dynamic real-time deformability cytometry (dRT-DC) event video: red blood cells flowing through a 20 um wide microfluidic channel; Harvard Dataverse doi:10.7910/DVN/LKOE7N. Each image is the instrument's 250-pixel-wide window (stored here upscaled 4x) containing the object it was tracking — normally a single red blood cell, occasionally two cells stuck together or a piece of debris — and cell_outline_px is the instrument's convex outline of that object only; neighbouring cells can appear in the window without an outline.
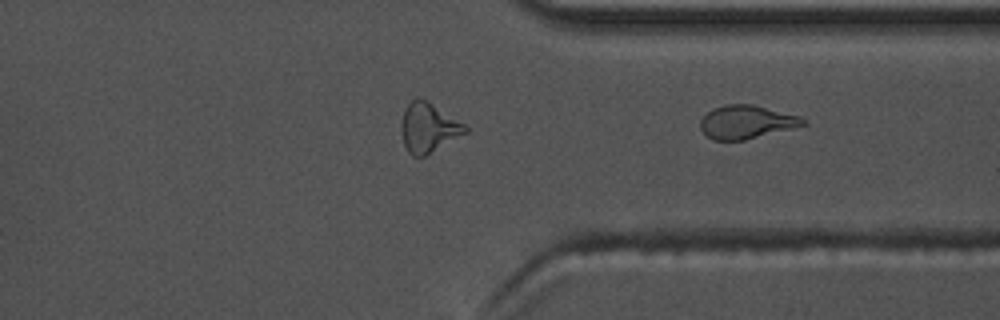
{"species": "common noctule bat (a hibernating species)", "species_latin": "Nyctalus noctula", "temperature_condition": "warm", "stored_images_in_passage": 41, "camera_frame_rate_fps": 3000, "um_per_image_px": 0.085, "animal": {"sex": "male", "body_mass_g": 17.5, "forearm_length_mm": 52.3}, "frame": {"image": 1, "passage_image": 41, "time_ms": 13.333, "image_size_px": [1000, 320], "cell_outline_px": [[808, 124], [744, 140], [712, 140], [700, 128], [700, 120], [708, 112], [716, 108], [728, 104], [752, 104], [800, 116], [808, 120]], "centroid_in_image_um": [63.48, 10.37], "position_along_channel_um": 347.9, "area_um2": 19.77}}